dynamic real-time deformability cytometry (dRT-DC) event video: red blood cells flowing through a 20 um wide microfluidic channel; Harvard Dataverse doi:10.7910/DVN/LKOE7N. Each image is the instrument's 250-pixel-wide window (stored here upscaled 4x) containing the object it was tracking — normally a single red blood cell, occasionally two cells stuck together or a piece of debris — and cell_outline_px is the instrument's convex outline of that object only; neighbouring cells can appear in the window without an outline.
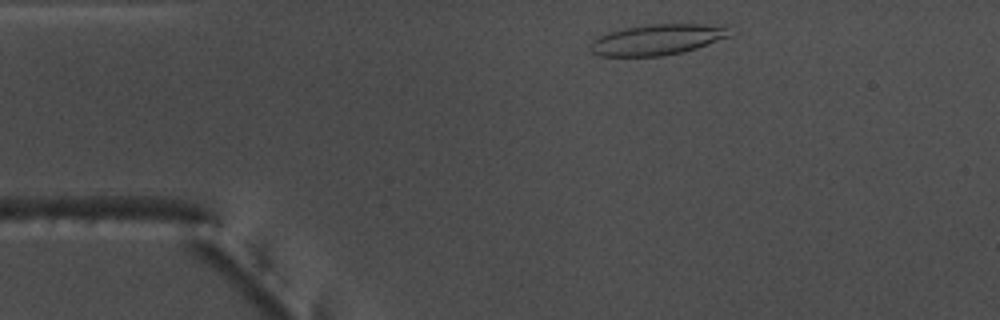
{"species": "common noctule bat (a hibernating species)", "species_latin": "Nyctalus noctula", "temperature_condition": "warm", "stored_images_in_passage": 36, "camera_frame_rate_fps": 3000, "um_per_image_px": 0.085, "animal": {"sex": "male", "body_mass_g": 17.5, "forearm_length_mm": 52.3}, "frame": {"image": 1, "passage_image": 3, "time_ms": 0.667, "image_size_px": [1000, 320], "cell_outline_px": [[740, 32], [732, 36], [684, 52], [664, 56], [600, 56], [592, 52], [588, 48], [588, 44], [592, 40], [608, 32], [648, 24], [732, 24]], "centroid_in_image_um": [56.05, 3.34], "position_along_channel_um": 29.0, "area_um2": 25.84}}
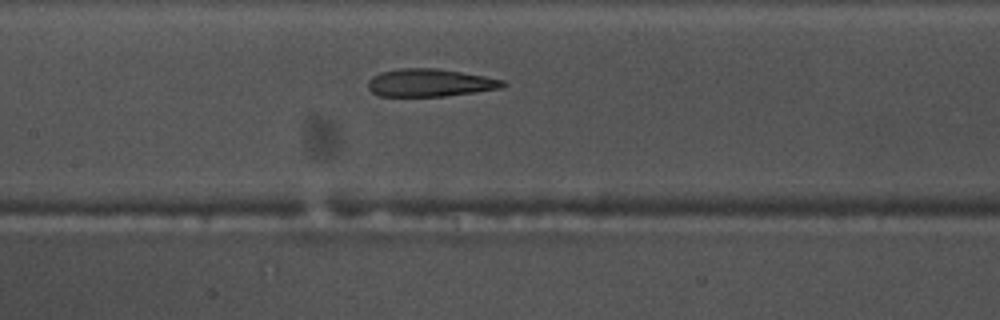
{"frame": {"image": 2, "passage_image": 18, "time_ms": 5.667, "image_size_px": [1000, 320], "cell_outline_px": [[508, 84], [500, 88], [476, 92], [444, 96], [380, 96], [372, 92], [368, 88], [368, 80], [372, 76], [380, 72], [400, 68], [436, 68], [484, 76], [504, 80]], "centroid_in_image_um": [36.53, 7.03], "position_along_channel_um": 170.9, "area_um2": 21.79}}
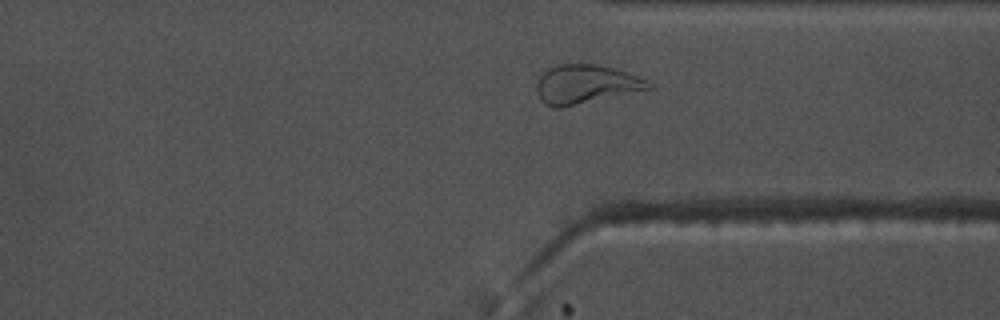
{"frame": {"image": 3, "passage_image": 33, "time_ms": 10.667, "image_size_px": [1000, 320], "cell_outline_px": [[652, 88], [560, 108], [552, 108], [544, 104], [540, 100], [536, 88], [536, 84], [540, 76], [548, 68], [560, 64], [596, 64], [612, 68], [648, 80], [652, 84]], "centroid_in_image_um": [49.74, 7.17], "position_along_channel_um": 361.7, "area_um2": 25.09}, "authors_computed_cell_mechanics": {"area_um2": 23.3512, "velocity_mm_per_s": 3.8181, "shape_relaxation_time_tau1_ms": null, "shape_relaxation_time_tau2_ms": 1.9145, "deformation_change_tau1": null, "deformation_change_tau2": 0.1063}}